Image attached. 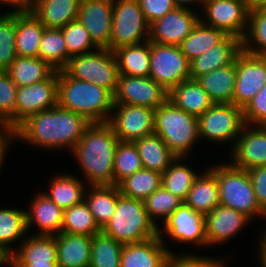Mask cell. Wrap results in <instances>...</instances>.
Listing matches in <instances>:
<instances>
[{
	"label": "cell",
	"mask_w": 266,
	"mask_h": 267,
	"mask_svg": "<svg viewBox=\"0 0 266 267\" xmlns=\"http://www.w3.org/2000/svg\"><path fill=\"white\" fill-rule=\"evenodd\" d=\"M91 124L85 116L57 105L29 116L13 131V140L20 138L36 147H65L72 151Z\"/></svg>",
	"instance_id": "cell-1"
},
{
	"label": "cell",
	"mask_w": 266,
	"mask_h": 267,
	"mask_svg": "<svg viewBox=\"0 0 266 267\" xmlns=\"http://www.w3.org/2000/svg\"><path fill=\"white\" fill-rule=\"evenodd\" d=\"M143 202L149 219L155 224V226H158L156 218L158 220L159 217L165 221L184 203L182 199L173 195L162 185Z\"/></svg>",
	"instance_id": "cell-45"
},
{
	"label": "cell",
	"mask_w": 266,
	"mask_h": 267,
	"mask_svg": "<svg viewBox=\"0 0 266 267\" xmlns=\"http://www.w3.org/2000/svg\"><path fill=\"white\" fill-rule=\"evenodd\" d=\"M16 11L0 14V71H5L16 59Z\"/></svg>",
	"instance_id": "cell-46"
},
{
	"label": "cell",
	"mask_w": 266,
	"mask_h": 267,
	"mask_svg": "<svg viewBox=\"0 0 266 267\" xmlns=\"http://www.w3.org/2000/svg\"><path fill=\"white\" fill-rule=\"evenodd\" d=\"M119 74L149 77L151 42L121 46L113 50Z\"/></svg>",
	"instance_id": "cell-31"
},
{
	"label": "cell",
	"mask_w": 266,
	"mask_h": 267,
	"mask_svg": "<svg viewBox=\"0 0 266 267\" xmlns=\"http://www.w3.org/2000/svg\"><path fill=\"white\" fill-rule=\"evenodd\" d=\"M58 267H89L92 237L61 232L55 235Z\"/></svg>",
	"instance_id": "cell-25"
},
{
	"label": "cell",
	"mask_w": 266,
	"mask_h": 267,
	"mask_svg": "<svg viewBox=\"0 0 266 267\" xmlns=\"http://www.w3.org/2000/svg\"><path fill=\"white\" fill-rule=\"evenodd\" d=\"M250 220L245 214L219 204L205 215L207 245L227 242Z\"/></svg>",
	"instance_id": "cell-22"
},
{
	"label": "cell",
	"mask_w": 266,
	"mask_h": 267,
	"mask_svg": "<svg viewBox=\"0 0 266 267\" xmlns=\"http://www.w3.org/2000/svg\"><path fill=\"white\" fill-rule=\"evenodd\" d=\"M161 181V173L141 169L122 180L118 187L122 195L144 201L161 186Z\"/></svg>",
	"instance_id": "cell-38"
},
{
	"label": "cell",
	"mask_w": 266,
	"mask_h": 267,
	"mask_svg": "<svg viewBox=\"0 0 266 267\" xmlns=\"http://www.w3.org/2000/svg\"><path fill=\"white\" fill-rule=\"evenodd\" d=\"M245 125L243 108L233 103H216L198 117L199 138L216 143L233 142Z\"/></svg>",
	"instance_id": "cell-9"
},
{
	"label": "cell",
	"mask_w": 266,
	"mask_h": 267,
	"mask_svg": "<svg viewBox=\"0 0 266 267\" xmlns=\"http://www.w3.org/2000/svg\"><path fill=\"white\" fill-rule=\"evenodd\" d=\"M203 10L205 18H208L207 21L200 17L203 24L220 29L227 35L244 38L249 16L246 0H204Z\"/></svg>",
	"instance_id": "cell-11"
},
{
	"label": "cell",
	"mask_w": 266,
	"mask_h": 267,
	"mask_svg": "<svg viewBox=\"0 0 266 267\" xmlns=\"http://www.w3.org/2000/svg\"><path fill=\"white\" fill-rule=\"evenodd\" d=\"M246 2L249 10L266 8V0H246Z\"/></svg>",
	"instance_id": "cell-57"
},
{
	"label": "cell",
	"mask_w": 266,
	"mask_h": 267,
	"mask_svg": "<svg viewBox=\"0 0 266 267\" xmlns=\"http://www.w3.org/2000/svg\"><path fill=\"white\" fill-rule=\"evenodd\" d=\"M57 105L85 116L91 123H108L114 96L98 85L71 77L63 69L58 70Z\"/></svg>",
	"instance_id": "cell-3"
},
{
	"label": "cell",
	"mask_w": 266,
	"mask_h": 267,
	"mask_svg": "<svg viewBox=\"0 0 266 267\" xmlns=\"http://www.w3.org/2000/svg\"><path fill=\"white\" fill-rule=\"evenodd\" d=\"M211 257H203L193 254H185L180 256L171 253L168 259L167 267H224L226 265L224 259H217Z\"/></svg>",
	"instance_id": "cell-50"
},
{
	"label": "cell",
	"mask_w": 266,
	"mask_h": 267,
	"mask_svg": "<svg viewBox=\"0 0 266 267\" xmlns=\"http://www.w3.org/2000/svg\"><path fill=\"white\" fill-rule=\"evenodd\" d=\"M175 7H179V8H186L189 9V7L187 5L191 4V3H201V5H203V1L204 0H172Z\"/></svg>",
	"instance_id": "cell-58"
},
{
	"label": "cell",
	"mask_w": 266,
	"mask_h": 267,
	"mask_svg": "<svg viewBox=\"0 0 266 267\" xmlns=\"http://www.w3.org/2000/svg\"><path fill=\"white\" fill-rule=\"evenodd\" d=\"M56 252L55 235L34 234L26 241H21L20 248L16 247V250L12 253V265H48V263H57Z\"/></svg>",
	"instance_id": "cell-24"
},
{
	"label": "cell",
	"mask_w": 266,
	"mask_h": 267,
	"mask_svg": "<svg viewBox=\"0 0 266 267\" xmlns=\"http://www.w3.org/2000/svg\"><path fill=\"white\" fill-rule=\"evenodd\" d=\"M5 264L12 266V253L0 244V266Z\"/></svg>",
	"instance_id": "cell-55"
},
{
	"label": "cell",
	"mask_w": 266,
	"mask_h": 267,
	"mask_svg": "<svg viewBox=\"0 0 266 267\" xmlns=\"http://www.w3.org/2000/svg\"><path fill=\"white\" fill-rule=\"evenodd\" d=\"M11 267H58L57 263H48V265H12Z\"/></svg>",
	"instance_id": "cell-59"
},
{
	"label": "cell",
	"mask_w": 266,
	"mask_h": 267,
	"mask_svg": "<svg viewBox=\"0 0 266 267\" xmlns=\"http://www.w3.org/2000/svg\"><path fill=\"white\" fill-rule=\"evenodd\" d=\"M50 182L49 192L44 193L63 210L84 200L86 185L76 176L61 174Z\"/></svg>",
	"instance_id": "cell-35"
},
{
	"label": "cell",
	"mask_w": 266,
	"mask_h": 267,
	"mask_svg": "<svg viewBox=\"0 0 266 267\" xmlns=\"http://www.w3.org/2000/svg\"><path fill=\"white\" fill-rule=\"evenodd\" d=\"M158 235L142 242L123 245L120 267H167L170 254L165 247L164 235Z\"/></svg>",
	"instance_id": "cell-20"
},
{
	"label": "cell",
	"mask_w": 266,
	"mask_h": 267,
	"mask_svg": "<svg viewBox=\"0 0 266 267\" xmlns=\"http://www.w3.org/2000/svg\"><path fill=\"white\" fill-rule=\"evenodd\" d=\"M5 71L17 87H22L47 79L55 69L39 57L17 56Z\"/></svg>",
	"instance_id": "cell-34"
},
{
	"label": "cell",
	"mask_w": 266,
	"mask_h": 267,
	"mask_svg": "<svg viewBox=\"0 0 266 267\" xmlns=\"http://www.w3.org/2000/svg\"><path fill=\"white\" fill-rule=\"evenodd\" d=\"M242 51V39L227 35L220 43L190 61L191 79L196 80L215 69L234 64Z\"/></svg>",
	"instance_id": "cell-21"
},
{
	"label": "cell",
	"mask_w": 266,
	"mask_h": 267,
	"mask_svg": "<svg viewBox=\"0 0 266 267\" xmlns=\"http://www.w3.org/2000/svg\"><path fill=\"white\" fill-rule=\"evenodd\" d=\"M243 115L245 123L249 126H266V84L243 108Z\"/></svg>",
	"instance_id": "cell-49"
},
{
	"label": "cell",
	"mask_w": 266,
	"mask_h": 267,
	"mask_svg": "<svg viewBox=\"0 0 266 267\" xmlns=\"http://www.w3.org/2000/svg\"><path fill=\"white\" fill-rule=\"evenodd\" d=\"M236 83L232 103L244 108L266 84V56L244 50L235 61Z\"/></svg>",
	"instance_id": "cell-14"
},
{
	"label": "cell",
	"mask_w": 266,
	"mask_h": 267,
	"mask_svg": "<svg viewBox=\"0 0 266 267\" xmlns=\"http://www.w3.org/2000/svg\"><path fill=\"white\" fill-rule=\"evenodd\" d=\"M113 0H81L78 20L99 48L110 50Z\"/></svg>",
	"instance_id": "cell-17"
},
{
	"label": "cell",
	"mask_w": 266,
	"mask_h": 267,
	"mask_svg": "<svg viewBox=\"0 0 266 267\" xmlns=\"http://www.w3.org/2000/svg\"><path fill=\"white\" fill-rule=\"evenodd\" d=\"M251 179L256 200L259 206L266 208V165L253 167L247 170Z\"/></svg>",
	"instance_id": "cell-52"
},
{
	"label": "cell",
	"mask_w": 266,
	"mask_h": 267,
	"mask_svg": "<svg viewBox=\"0 0 266 267\" xmlns=\"http://www.w3.org/2000/svg\"><path fill=\"white\" fill-rule=\"evenodd\" d=\"M184 204L206 215L220 204L219 188L215 173L208 168L193 182Z\"/></svg>",
	"instance_id": "cell-29"
},
{
	"label": "cell",
	"mask_w": 266,
	"mask_h": 267,
	"mask_svg": "<svg viewBox=\"0 0 266 267\" xmlns=\"http://www.w3.org/2000/svg\"><path fill=\"white\" fill-rule=\"evenodd\" d=\"M123 245L102 231L92 236L89 267H120Z\"/></svg>",
	"instance_id": "cell-41"
},
{
	"label": "cell",
	"mask_w": 266,
	"mask_h": 267,
	"mask_svg": "<svg viewBox=\"0 0 266 267\" xmlns=\"http://www.w3.org/2000/svg\"><path fill=\"white\" fill-rule=\"evenodd\" d=\"M260 244H259V250L260 255L258 259H260V264L262 267H266V231L264 232V235L260 238Z\"/></svg>",
	"instance_id": "cell-56"
},
{
	"label": "cell",
	"mask_w": 266,
	"mask_h": 267,
	"mask_svg": "<svg viewBox=\"0 0 266 267\" xmlns=\"http://www.w3.org/2000/svg\"><path fill=\"white\" fill-rule=\"evenodd\" d=\"M45 26L31 11H16L15 50L20 57H38Z\"/></svg>",
	"instance_id": "cell-26"
},
{
	"label": "cell",
	"mask_w": 266,
	"mask_h": 267,
	"mask_svg": "<svg viewBox=\"0 0 266 267\" xmlns=\"http://www.w3.org/2000/svg\"><path fill=\"white\" fill-rule=\"evenodd\" d=\"M161 230L149 219L142 200L120 194L116 211L101 231L122 245L142 242L158 235Z\"/></svg>",
	"instance_id": "cell-4"
},
{
	"label": "cell",
	"mask_w": 266,
	"mask_h": 267,
	"mask_svg": "<svg viewBox=\"0 0 266 267\" xmlns=\"http://www.w3.org/2000/svg\"><path fill=\"white\" fill-rule=\"evenodd\" d=\"M81 0H36L31 12L47 28H62L78 18Z\"/></svg>",
	"instance_id": "cell-27"
},
{
	"label": "cell",
	"mask_w": 266,
	"mask_h": 267,
	"mask_svg": "<svg viewBox=\"0 0 266 267\" xmlns=\"http://www.w3.org/2000/svg\"><path fill=\"white\" fill-rule=\"evenodd\" d=\"M38 57L57 71L67 66L71 56L68 54L61 28L45 27L39 44Z\"/></svg>",
	"instance_id": "cell-37"
},
{
	"label": "cell",
	"mask_w": 266,
	"mask_h": 267,
	"mask_svg": "<svg viewBox=\"0 0 266 267\" xmlns=\"http://www.w3.org/2000/svg\"><path fill=\"white\" fill-rule=\"evenodd\" d=\"M64 70L75 79L107 89L113 96L116 93L119 69L112 50L98 48L94 52L73 56Z\"/></svg>",
	"instance_id": "cell-7"
},
{
	"label": "cell",
	"mask_w": 266,
	"mask_h": 267,
	"mask_svg": "<svg viewBox=\"0 0 266 267\" xmlns=\"http://www.w3.org/2000/svg\"><path fill=\"white\" fill-rule=\"evenodd\" d=\"M61 232L92 237L100 233L101 229L83 200L64 210Z\"/></svg>",
	"instance_id": "cell-40"
},
{
	"label": "cell",
	"mask_w": 266,
	"mask_h": 267,
	"mask_svg": "<svg viewBox=\"0 0 266 267\" xmlns=\"http://www.w3.org/2000/svg\"><path fill=\"white\" fill-rule=\"evenodd\" d=\"M226 36L227 34L224 31L207 26L199 21L179 46L182 53L191 61L220 43Z\"/></svg>",
	"instance_id": "cell-36"
},
{
	"label": "cell",
	"mask_w": 266,
	"mask_h": 267,
	"mask_svg": "<svg viewBox=\"0 0 266 267\" xmlns=\"http://www.w3.org/2000/svg\"><path fill=\"white\" fill-rule=\"evenodd\" d=\"M164 231L174 241L208 246L205 215L184 203L164 221Z\"/></svg>",
	"instance_id": "cell-19"
},
{
	"label": "cell",
	"mask_w": 266,
	"mask_h": 267,
	"mask_svg": "<svg viewBox=\"0 0 266 267\" xmlns=\"http://www.w3.org/2000/svg\"><path fill=\"white\" fill-rule=\"evenodd\" d=\"M90 189V194H86L85 190L84 201L102 229L114 215L117 198L121 193L118 185L90 186Z\"/></svg>",
	"instance_id": "cell-33"
},
{
	"label": "cell",
	"mask_w": 266,
	"mask_h": 267,
	"mask_svg": "<svg viewBox=\"0 0 266 267\" xmlns=\"http://www.w3.org/2000/svg\"><path fill=\"white\" fill-rule=\"evenodd\" d=\"M17 85L6 71H0V121L15 130V103Z\"/></svg>",
	"instance_id": "cell-48"
},
{
	"label": "cell",
	"mask_w": 266,
	"mask_h": 267,
	"mask_svg": "<svg viewBox=\"0 0 266 267\" xmlns=\"http://www.w3.org/2000/svg\"><path fill=\"white\" fill-rule=\"evenodd\" d=\"M35 2L36 0H0V6L5 3L14 6V11H31Z\"/></svg>",
	"instance_id": "cell-54"
},
{
	"label": "cell",
	"mask_w": 266,
	"mask_h": 267,
	"mask_svg": "<svg viewBox=\"0 0 266 267\" xmlns=\"http://www.w3.org/2000/svg\"><path fill=\"white\" fill-rule=\"evenodd\" d=\"M154 134L158 135L177 157H186L200 139L198 118L167 99L155 109Z\"/></svg>",
	"instance_id": "cell-5"
},
{
	"label": "cell",
	"mask_w": 266,
	"mask_h": 267,
	"mask_svg": "<svg viewBox=\"0 0 266 267\" xmlns=\"http://www.w3.org/2000/svg\"><path fill=\"white\" fill-rule=\"evenodd\" d=\"M211 170L216 175L220 205L235 209L251 220L256 216L263 217L264 210L256 200L247 170L232 166L230 163L214 166Z\"/></svg>",
	"instance_id": "cell-6"
},
{
	"label": "cell",
	"mask_w": 266,
	"mask_h": 267,
	"mask_svg": "<svg viewBox=\"0 0 266 267\" xmlns=\"http://www.w3.org/2000/svg\"><path fill=\"white\" fill-rule=\"evenodd\" d=\"M250 127L247 124L243 127L230 154L233 156L230 164L245 170L266 165V126Z\"/></svg>",
	"instance_id": "cell-18"
},
{
	"label": "cell",
	"mask_w": 266,
	"mask_h": 267,
	"mask_svg": "<svg viewBox=\"0 0 266 267\" xmlns=\"http://www.w3.org/2000/svg\"><path fill=\"white\" fill-rule=\"evenodd\" d=\"M263 216L266 217V208L264 210Z\"/></svg>",
	"instance_id": "cell-60"
},
{
	"label": "cell",
	"mask_w": 266,
	"mask_h": 267,
	"mask_svg": "<svg viewBox=\"0 0 266 267\" xmlns=\"http://www.w3.org/2000/svg\"><path fill=\"white\" fill-rule=\"evenodd\" d=\"M197 82L216 103H232L236 83L235 63L198 77Z\"/></svg>",
	"instance_id": "cell-30"
},
{
	"label": "cell",
	"mask_w": 266,
	"mask_h": 267,
	"mask_svg": "<svg viewBox=\"0 0 266 267\" xmlns=\"http://www.w3.org/2000/svg\"><path fill=\"white\" fill-rule=\"evenodd\" d=\"M118 142L108 123H92L73 148L90 186L114 185L113 161Z\"/></svg>",
	"instance_id": "cell-2"
},
{
	"label": "cell",
	"mask_w": 266,
	"mask_h": 267,
	"mask_svg": "<svg viewBox=\"0 0 266 267\" xmlns=\"http://www.w3.org/2000/svg\"><path fill=\"white\" fill-rule=\"evenodd\" d=\"M57 93V70L41 82L17 87L15 129L29 116L57 106Z\"/></svg>",
	"instance_id": "cell-12"
},
{
	"label": "cell",
	"mask_w": 266,
	"mask_h": 267,
	"mask_svg": "<svg viewBox=\"0 0 266 267\" xmlns=\"http://www.w3.org/2000/svg\"><path fill=\"white\" fill-rule=\"evenodd\" d=\"M149 77L169 92L181 82L191 79L190 61L178 45L151 42Z\"/></svg>",
	"instance_id": "cell-10"
},
{
	"label": "cell",
	"mask_w": 266,
	"mask_h": 267,
	"mask_svg": "<svg viewBox=\"0 0 266 267\" xmlns=\"http://www.w3.org/2000/svg\"><path fill=\"white\" fill-rule=\"evenodd\" d=\"M143 169L163 174L177 158L167 144L156 134L142 137L134 141Z\"/></svg>",
	"instance_id": "cell-32"
},
{
	"label": "cell",
	"mask_w": 266,
	"mask_h": 267,
	"mask_svg": "<svg viewBox=\"0 0 266 267\" xmlns=\"http://www.w3.org/2000/svg\"><path fill=\"white\" fill-rule=\"evenodd\" d=\"M200 21L191 8L175 7L149 26V41L159 44L180 45Z\"/></svg>",
	"instance_id": "cell-16"
},
{
	"label": "cell",
	"mask_w": 266,
	"mask_h": 267,
	"mask_svg": "<svg viewBox=\"0 0 266 267\" xmlns=\"http://www.w3.org/2000/svg\"><path fill=\"white\" fill-rule=\"evenodd\" d=\"M114 185L143 169L142 161L134 142L119 141L113 161Z\"/></svg>",
	"instance_id": "cell-44"
},
{
	"label": "cell",
	"mask_w": 266,
	"mask_h": 267,
	"mask_svg": "<svg viewBox=\"0 0 266 267\" xmlns=\"http://www.w3.org/2000/svg\"><path fill=\"white\" fill-rule=\"evenodd\" d=\"M13 139V131L7 126L6 123L0 121V170L11 141Z\"/></svg>",
	"instance_id": "cell-53"
},
{
	"label": "cell",
	"mask_w": 266,
	"mask_h": 267,
	"mask_svg": "<svg viewBox=\"0 0 266 267\" xmlns=\"http://www.w3.org/2000/svg\"><path fill=\"white\" fill-rule=\"evenodd\" d=\"M181 159H186V157H177L162 174L161 185L184 201L198 173L185 164H177L182 161Z\"/></svg>",
	"instance_id": "cell-39"
},
{
	"label": "cell",
	"mask_w": 266,
	"mask_h": 267,
	"mask_svg": "<svg viewBox=\"0 0 266 267\" xmlns=\"http://www.w3.org/2000/svg\"><path fill=\"white\" fill-rule=\"evenodd\" d=\"M138 2L149 24L175 8L172 0H138Z\"/></svg>",
	"instance_id": "cell-51"
},
{
	"label": "cell",
	"mask_w": 266,
	"mask_h": 267,
	"mask_svg": "<svg viewBox=\"0 0 266 267\" xmlns=\"http://www.w3.org/2000/svg\"><path fill=\"white\" fill-rule=\"evenodd\" d=\"M168 100L197 118L214 104L209 95L194 79L183 81L172 88L168 92Z\"/></svg>",
	"instance_id": "cell-28"
},
{
	"label": "cell",
	"mask_w": 266,
	"mask_h": 267,
	"mask_svg": "<svg viewBox=\"0 0 266 267\" xmlns=\"http://www.w3.org/2000/svg\"><path fill=\"white\" fill-rule=\"evenodd\" d=\"M28 232L27 219L25 210H17L10 208L0 209V244H2L11 253L15 249L11 248V244L24 237Z\"/></svg>",
	"instance_id": "cell-43"
},
{
	"label": "cell",
	"mask_w": 266,
	"mask_h": 267,
	"mask_svg": "<svg viewBox=\"0 0 266 267\" xmlns=\"http://www.w3.org/2000/svg\"><path fill=\"white\" fill-rule=\"evenodd\" d=\"M114 109H116L114 111ZM108 124L119 141L135 140L154 134L155 110L144 106L114 104Z\"/></svg>",
	"instance_id": "cell-13"
},
{
	"label": "cell",
	"mask_w": 266,
	"mask_h": 267,
	"mask_svg": "<svg viewBox=\"0 0 266 267\" xmlns=\"http://www.w3.org/2000/svg\"><path fill=\"white\" fill-rule=\"evenodd\" d=\"M29 212L26 211L27 229L34 223L39 227L37 235H57L61 233L64 210L45 193L34 196Z\"/></svg>",
	"instance_id": "cell-23"
},
{
	"label": "cell",
	"mask_w": 266,
	"mask_h": 267,
	"mask_svg": "<svg viewBox=\"0 0 266 267\" xmlns=\"http://www.w3.org/2000/svg\"><path fill=\"white\" fill-rule=\"evenodd\" d=\"M61 31L66 42L68 54L71 57L94 52L92 48H99L91 40L88 31L78 19L71 21L65 27H62Z\"/></svg>",
	"instance_id": "cell-47"
},
{
	"label": "cell",
	"mask_w": 266,
	"mask_h": 267,
	"mask_svg": "<svg viewBox=\"0 0 266 267\" xmlns=\"http://www.w3.org/2000/svg\"><path fill=\"white\" fill-rule=\"evenodd\" d=\"M247 28L242 39L243 50L252 55L266 56V8L249 10Z\"/></svg>",
	"instance_id": "cell-42"
},
{
	"label": "cell",
	"mask_w": 266,
	"mask_h": 267,
	"mask_svg": "<svg viewBox=\"0 0 266 267\" xmlns=\"http://www.w3.org/2000/svg\"><path fill=\"white\" fill-rule=\"evenodd\" d=\"M168 99L166 91L151 77L119 74L114 104H127L157 109Z\"/></svg>",
	"instance_id": "cell-15"
},
{
	"label": "cell",
	"mask_w": 266,
	"mask_h": 267,
	"mask_svg": "<svg viewBox=\"0 0 266 267\" xmlns=\"http://www.w3.org/2000/svg\"><path fill=\"white\" fill-rule=\"evenodd\" d=\"M149 26L138 0H113L110 50L148 41Z\"/></svg>",
	"instance_id": "cell-8"
}]
</instances>
